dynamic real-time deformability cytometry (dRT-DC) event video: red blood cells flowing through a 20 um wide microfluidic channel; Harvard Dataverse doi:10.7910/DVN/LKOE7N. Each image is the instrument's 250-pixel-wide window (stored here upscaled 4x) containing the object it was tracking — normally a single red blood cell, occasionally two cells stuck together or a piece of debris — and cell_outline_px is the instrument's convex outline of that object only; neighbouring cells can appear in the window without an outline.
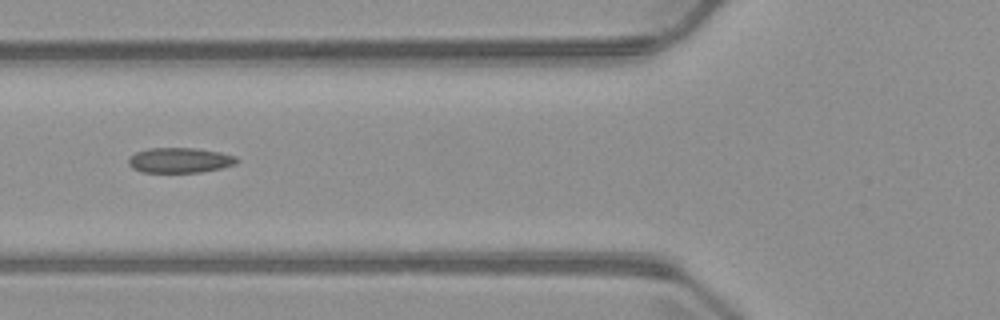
{"species": "common noctule bat (a hibernating species)", "species_latin": "Nyctalus noctula", "temperature_condition": "warm", "stored_images_in_passage": 6, "camera_frame_rate_fps": 3000, "um_per_image_px": 0.085, "animal": {"sex": "male", "body_mass_g": 23.1, "forearm_length_mm": 52.7}, "frame": {"image": 1, "passage_image": 6, "time_ms": 5.667, "image_size_px": [1000, 320], "cell_outline_px": [[240, 160], [236, 164], [220, 168], [200, 172], [140, 172], [132, 168], [128, 164], [128, 160], [136, 152], [148, 148], [196, 148], [220, 152], [236, 156]], "centroid_in_image_um": [15.29, 13.62], "position_along_channel_um": 110.5, "area_um2": 15.9}}